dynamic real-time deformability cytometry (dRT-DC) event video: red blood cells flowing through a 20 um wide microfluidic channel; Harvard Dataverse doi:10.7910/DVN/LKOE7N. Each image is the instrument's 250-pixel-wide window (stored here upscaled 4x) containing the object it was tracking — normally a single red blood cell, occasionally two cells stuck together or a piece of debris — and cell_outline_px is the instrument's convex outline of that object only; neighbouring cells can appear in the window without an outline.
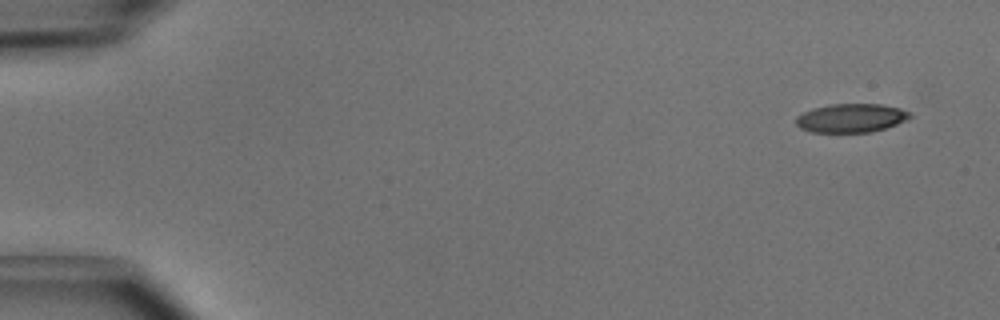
{"species": "common noctule bat (a hibernating species)", "species_latin": "Nyctalus noctula", "temperature_condition": "cold", "stored_images_in_passage": 5, "camera_frame_rate_fps": 3000, "um_per_image_px": 0.085, "animal": {"sex": "male", "body_mass_g": 15.6}, "frame": {"image": 1, "passage_image": 1, "time_ms": 0.0, "image_size_px": [1000, 320], "cell_outline_px": [[912, 116], [896, 124], [884, 128], [868, 132], [812, 132], [800, 128], [796, 124], [796, 116], [812, 108], [832, 104], [880, 104], [900, 108], [912, 112]], "centroid_in_image_um": [72.33, 10.02], "position_along_channel_um": 12.7, "area_um2": 18.96}}
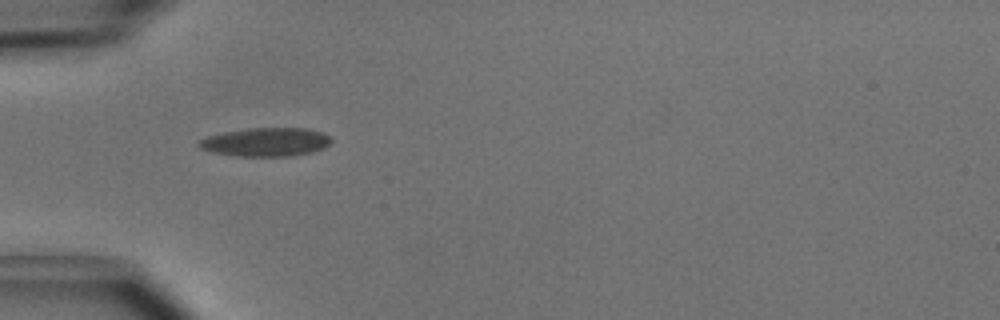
{"frame": {"image": 2, "passage_image": 4, "time_ms": 1.0, "image_size_px": [1000, 320], "cell_outline_px": [[332, 140], [324, 148], [312, 152], [288, 156], [236, 156], [212, 152], [200, 148], [196, 144], [200, 140], [208, 136], [224, 132], [248, 128], [304, 128], [320, 132], [328, 136]], "centroid_in_image_um": [22.57, 12.07], "position_along_channel_um": 62.4, "area_um2": 21.91}}